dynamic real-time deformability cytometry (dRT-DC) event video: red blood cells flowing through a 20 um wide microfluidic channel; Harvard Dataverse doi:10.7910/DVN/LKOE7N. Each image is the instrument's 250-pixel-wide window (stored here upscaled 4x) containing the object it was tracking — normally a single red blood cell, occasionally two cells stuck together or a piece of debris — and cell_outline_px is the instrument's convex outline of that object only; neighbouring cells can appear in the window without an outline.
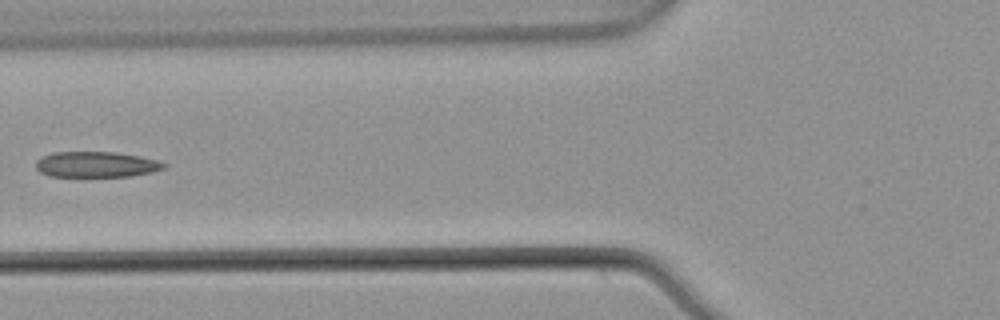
{"species": "common noctule bat (a hibernating species)", "species_latin": "Nyctalus noctula", "temperature_condition": "warm", "stored_images_in_passage": 6, "camera_frame_rate_fps": 3000, "um_per_image_px": 0.085, "animal": {"sex": "male", "body_mass_g": 21.5, "forearm_length_mm": 52.0}, "frame": {"image": 1, "passage_image": 6, "time_ms": 1.667, "image_size_px": [1000, 320], "cell_outline_px": [[168, 164], [164, 168], [152, 172], [128, 176], [48, 176], [40, 172], [36, 168], [36, 160], [44, 156], [56, 152], [116, 152], [140, 156], [156, 160]], "centroid_in_image_um": [8.18, 13.97], "position_along_channel_um": 117.6, "area_um2": 19.02}}